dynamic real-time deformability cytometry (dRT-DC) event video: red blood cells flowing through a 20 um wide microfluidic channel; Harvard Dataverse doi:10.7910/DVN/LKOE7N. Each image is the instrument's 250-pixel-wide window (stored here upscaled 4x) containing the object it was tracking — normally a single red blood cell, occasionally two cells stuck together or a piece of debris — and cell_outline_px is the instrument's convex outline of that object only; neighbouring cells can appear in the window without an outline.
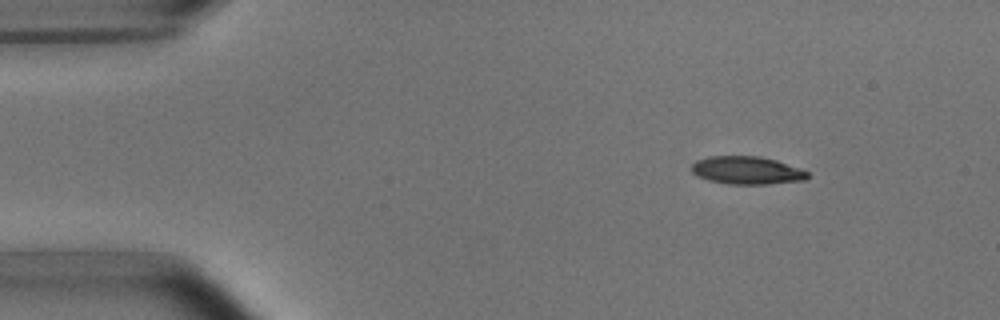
{"species": "common noctule bat (a hibernating species)", "species_latin": "Nyctalus noctula", "temperature_condition": "room temperature", "stored_images_in_passage": 5, "segment_of_instrument_passage": [1, 2], "camera_frame_rate_fps": 3000, "um_per_image_px": 0.085, "animal": {"sex": "male", "body_mass_g": 15.6}, "frame": {"image": 1, "passage_image": 2, "time_ms": 1.0, "image_size_px": [1000, 320], "cell_outline_px": [[808, 176], [804, 180], [768, 184], [728, 184], [708, 180], [696, 176], [692, 172], [692, 164], [696, 160], [708, 156], [760, 156], [776, 160], [800, 168], [808, 172]], "centroid_in_image_um": [63.46, 14.48], "position_along_channel_um": 21.5, "area_um2": 18.9}}